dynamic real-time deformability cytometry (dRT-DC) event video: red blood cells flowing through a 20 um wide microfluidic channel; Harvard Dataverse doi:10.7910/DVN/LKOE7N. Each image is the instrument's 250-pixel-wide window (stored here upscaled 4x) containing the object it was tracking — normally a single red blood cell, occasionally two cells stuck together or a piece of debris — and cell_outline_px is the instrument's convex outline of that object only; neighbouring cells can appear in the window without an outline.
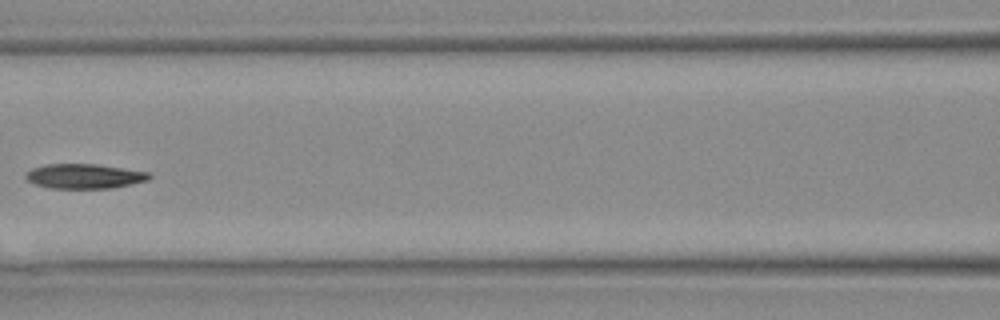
{"species": "Egyptian fruit bat (a non-hibernating species)", "species_latin": "Rousettus aegyptiacus", "temperature_condition": "warm", "stored_images_in_passage": 24, "camera_frame_rate_fps": 3000, "um_per_image_px": 0.085, "animal": {"sex": "female"}, "frame": {"image": 1, "passage_image": 8, "time_ms": 2.333, "image_size_px": [1000, 320], "cell_outline_px": [[152, 176], [148, 180], [112, 188], [48, 188], [36, 184], [28, 180], [24, 176], [24, 172], [32, 168], [44, 164], [96, 164], [152, 172]], "centroid_in_image_um": [7.17, 14.97], "position_along_channel_um": 159.4, "area_um2": 17.92}}
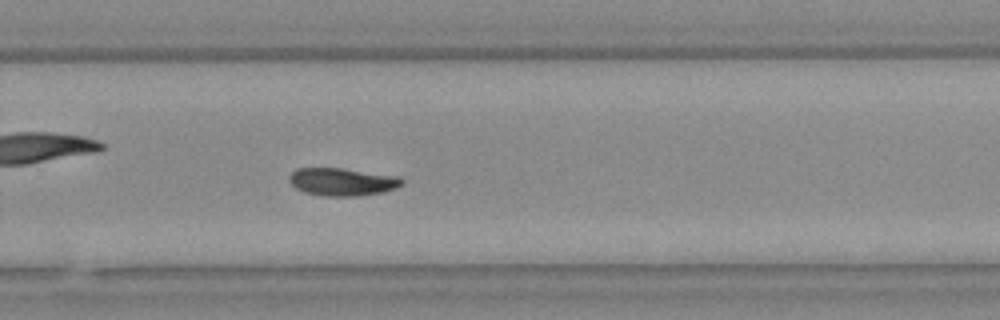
{"frame": {"image": 2, "passage_image": 14, "time_ms": 4.333, "image_size_px": [1000, 320], "cell_outline_px": [[404, 184], [396, 188], [380, 192], [360, 196], [324, 196], [304, 192], [296, 188], [288, 180], [288, 176], [296, 168], [340, 168], [400, 176], [404, 180]], "centroid_in_image_um": [29.1, 15.45], "position_along_channel_um": 300.7, "area_um2": 18.32}}